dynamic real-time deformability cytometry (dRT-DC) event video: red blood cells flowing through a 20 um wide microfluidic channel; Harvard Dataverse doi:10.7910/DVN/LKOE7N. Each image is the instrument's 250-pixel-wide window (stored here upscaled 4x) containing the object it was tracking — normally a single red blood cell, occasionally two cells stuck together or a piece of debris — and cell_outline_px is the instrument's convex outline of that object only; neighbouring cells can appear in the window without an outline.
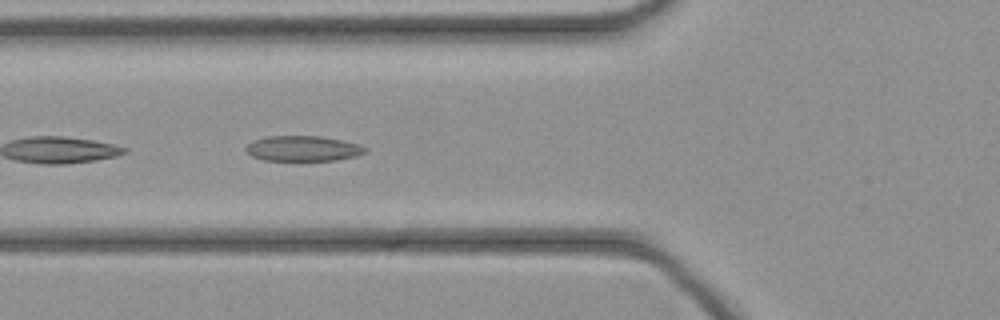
{"species": "common noctule bat (a hibernating species)", "species_latin": "Nyctalus noctula", "temperature_condition": "cold", "stored_images_in_passage": 23, "camera_frame_rate_fps": 3000, "um_per_image_px": 0.085, "animal": {"sex": "female", "body_mass_g": 21.9}, "frame": {"image": 1, "passage_image": 17, "time_ms": 5.333, "image_size_px": [1000, 320], "cell_outline_px": [[368, 152], [356, 156], [336, 160], [264, 160], [252, 156], [244, 148], [252, 140], [268, 136], [320, 136], [360, 144], [368, 148]], "centroid_in_image_um": [25.78, 12.62], "position_along_channel_um": 100.0, "area_um2": 17.63}}
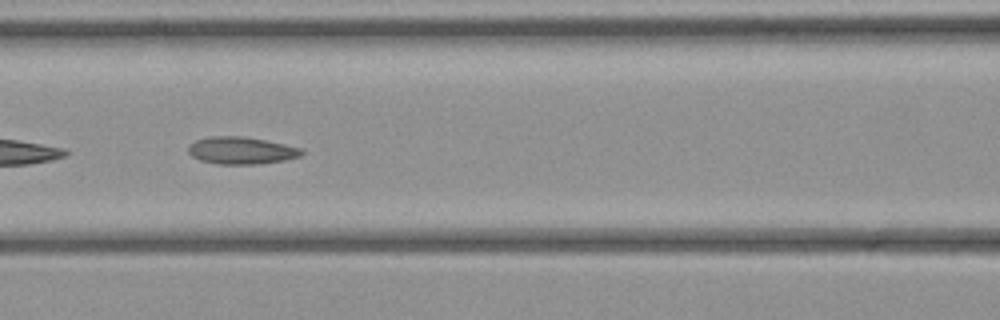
{"frame": {"image": 2, "passage_image": 20, "time_ms": 6.333, "image_size_px": [1000, 320], "cell_outline_px": [[304, 152], [300, 156], [284, 160], [260, 164], [216, 164], [200, 160], [192, 156], [188, 152], [188, 144], [196, 140], [208, 136], [244, 136], [284, 144], [300, 148]], "centroid_in_image_um": [20.47, 12.79], "position_along_channel_um": 146.1, "area_um2": 18.03}}